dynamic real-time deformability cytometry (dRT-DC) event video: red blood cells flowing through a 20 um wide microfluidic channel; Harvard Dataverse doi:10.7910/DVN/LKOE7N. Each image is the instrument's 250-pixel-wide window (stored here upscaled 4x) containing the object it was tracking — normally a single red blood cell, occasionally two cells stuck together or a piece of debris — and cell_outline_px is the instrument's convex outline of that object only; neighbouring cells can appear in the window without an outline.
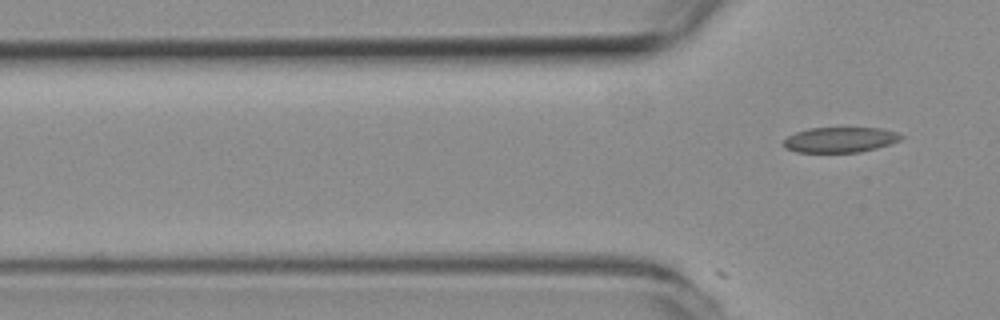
{"species": "common noctule bat (a hibernating species)", "species_latin": "Nyctalus noctula", "temperature_condition": "room temperature", "stored_images_in_passage": 3, "camera_frame_rate_fps": 3000, "um_per_image_px": 0.085, "animal": {"sex": "female", "body_mass_g": 19.3, "forearm_length_mm": 54.1}, "frame": {"image": 1, "passage_image": 3, "time_ms": 0.667, "image_size_px": [1000, 320], "cell_outline_px": [[904, 136], [900, 140], [876, 148], [860, 152], [796, 152], [784, 148], [780, 144], [788, 136], [796, 132], [808, 128], [880, 128], [896, 132]], "centroid_in_image_um": [71.35, 11.88], "position_along_channel_um": 54.4, "area_um2": 17.34}}